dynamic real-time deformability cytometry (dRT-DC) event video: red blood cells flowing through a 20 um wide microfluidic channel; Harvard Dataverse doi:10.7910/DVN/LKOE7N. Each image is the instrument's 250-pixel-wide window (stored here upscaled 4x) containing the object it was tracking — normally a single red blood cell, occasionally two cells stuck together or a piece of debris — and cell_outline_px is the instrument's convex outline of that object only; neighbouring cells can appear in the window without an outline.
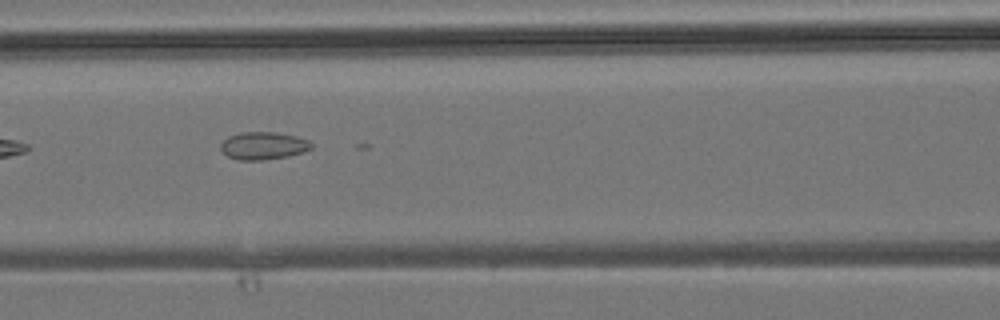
{"species": "common noctule bat (a hibernating species)", "species_latin": "Nyctalus noctula", "temperature_condition": "room temperature", "stored_images_in_passage": 7, "camera_frame_rate_fps": 3000, "um_per_image_px": 0.085, "animal": {"sex": "male", "body_mass_g": 19.2, "forearm_length_mm": 51.8}, "frame": {"image": 1, "passage_image": 6, "time_ms": 6.667, "image_size_px": [1000, 320], "cell_outline_px": [[312, 148], [304, 152], [288, 156], [260, 160], [240, 160], [228, 156], [220, 148], [220, 144], [228, 136], [240, 132], [276, 132], [296, 136], [308, 140], [312, 144]], "centroid_in_image_um": [22.39, 12.38], "position_along_channel_um": 144.2, "area_um2": 14.57}}
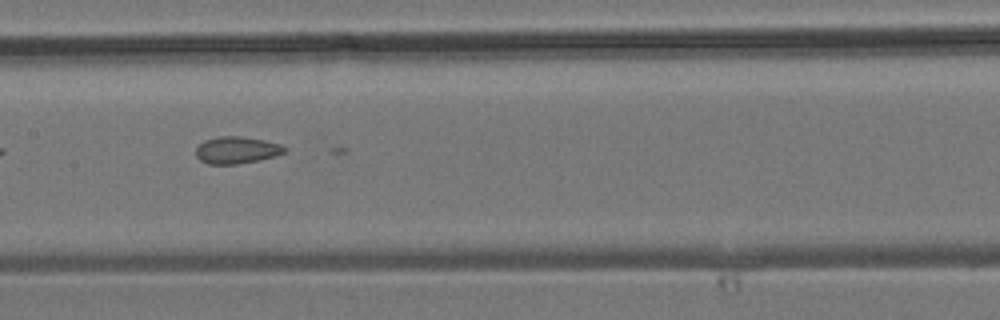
{"frame": {"image": 2, "passage_image": 7, "time_ms": 7.667, "image_size_px": [1000, 320], "cell_outline_px": [[288, 148], [284, 152], [272, 156], [256, 160], [236, 164], [208, 164], [200, 160], [196, 156], [196, 148], [204, 140], [216, 136], [240, 136], [264, 140], [280, 144]], "centroid_in_image_um": [20.08, 12.74], "position_along_channel_um": 187.3, "area_um2": 13.81}}